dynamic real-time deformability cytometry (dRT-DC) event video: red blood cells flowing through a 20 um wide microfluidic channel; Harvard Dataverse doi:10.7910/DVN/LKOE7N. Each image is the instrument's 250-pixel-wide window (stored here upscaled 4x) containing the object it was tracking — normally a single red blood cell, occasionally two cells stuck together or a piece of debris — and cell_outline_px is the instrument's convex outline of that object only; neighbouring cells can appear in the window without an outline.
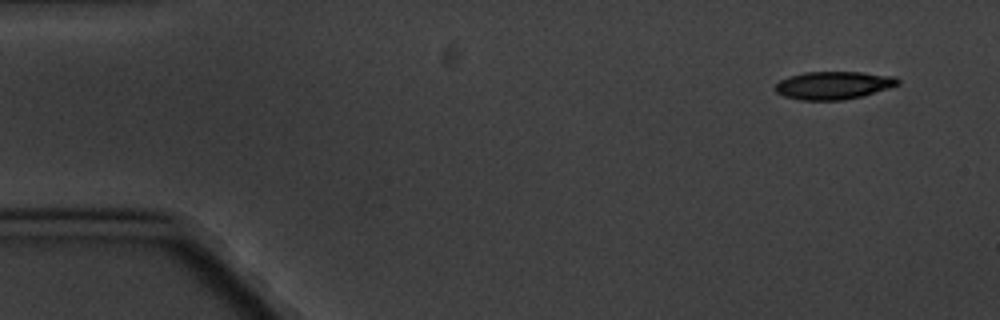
{"species": "common noctule bat (a hibernating species)", "species_latin": "Nyctalus noctula", "temperature_condition": "cold", "stored_images_in_passage": 4, "camera_frame_rate_fps": 3000, "um_per_image_px": 0.085, "animal": {"sex": "male", "body_mass_g": 20.1, "forearm_length_mm": 53.5}, "frame": {"image": 1, "passage_image": 1, "time_ms": 0.0, "image_size_px": [1000, 320], "cell_outline_px": [[900, 84], [864, 96], [844, 100], [800, 100], [784, 96], [776, 92], [772, 88], [780, 80], [788, 76], [804, 72], [860, 72], [896, 76], [900, 80]], "centroid_in_image_um": [70.84, 7.25], "position_along_channel_um": 14.2, "area_um2": 20.17}}